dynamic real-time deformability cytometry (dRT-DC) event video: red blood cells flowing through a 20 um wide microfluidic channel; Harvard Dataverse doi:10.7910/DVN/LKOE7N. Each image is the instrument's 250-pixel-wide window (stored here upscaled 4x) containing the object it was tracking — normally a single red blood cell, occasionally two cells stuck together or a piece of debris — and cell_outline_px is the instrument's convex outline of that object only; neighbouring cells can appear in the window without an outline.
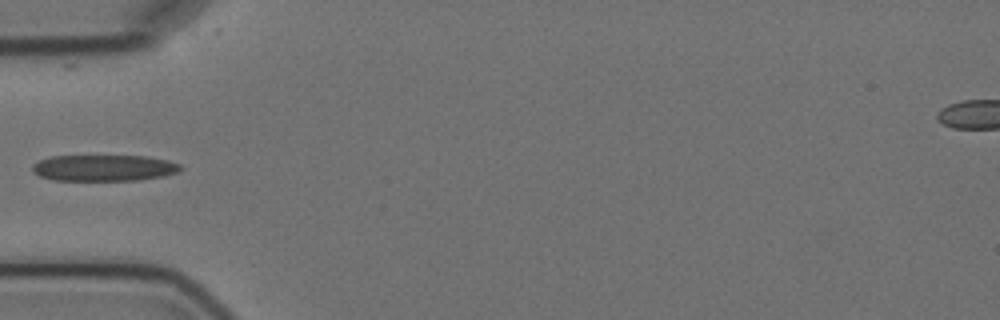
{"species": "Egyptian fruit bat (a non-hibernating species)", "species_latin": "Rousettus aegyptiacus", "temperature_condition": "cold", "stored_images_in_passage": 1, "camera_frame_rate_fps": 3000, "um_per_image_px": 0.085, "animal": {"sex": "female"}, "frame": {"image": 1, "passage_image": 1, "time_ms": 0.0, "image_size_px": [1000, 320], "cell_outline_px": [[184, 168], [180, 172], [164, 176], [140, 180], [52, 180], [40, 176], [32, 172], [32, 164], [48, 156], [144, 156], [168, 160], [180, 164]], "centroid_in_image_um": [8.85, 14.27], "position_along_channel_um": 76.1, "area_um2": 22.89}}